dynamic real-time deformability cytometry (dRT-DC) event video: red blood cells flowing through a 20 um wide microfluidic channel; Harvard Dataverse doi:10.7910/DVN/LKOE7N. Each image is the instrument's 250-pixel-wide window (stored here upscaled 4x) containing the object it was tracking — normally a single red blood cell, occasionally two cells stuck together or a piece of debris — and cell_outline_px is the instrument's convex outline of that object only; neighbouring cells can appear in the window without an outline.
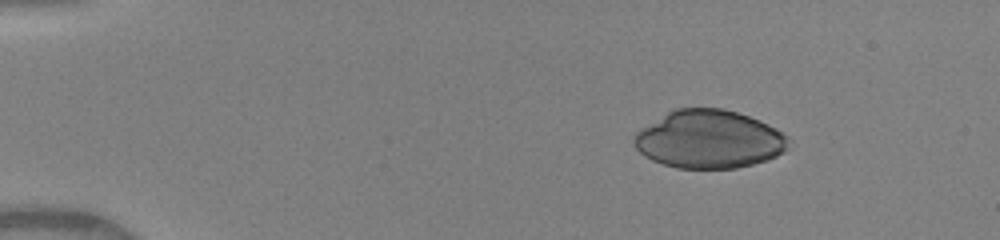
{"species": "human", "species_latin": "Homo sapiens", "temperature_condition": "warm", "stored_images_in_passage": 16, "camera_frame_rate_fps": 3000, "um_per_image_px": 0.085, "donor": {"sex": "female"}, "frame": {"image": 1, "passage_image": 1, "time_ms": 0.0, "image_size_px": [1000, 240], "cell_outline_px": [[788, 148], [784, 152], [768, 160], [736, 168], [676, 168], [652, 160], [644, 156], [636, 148], [632, 140], [636, 132], [668, 112], [676, 108], [724, 108], [748, 116], [768, 124], [776, 128], [788, 136]], "centroid_in_image_um": [60.28, 11.85], "position_along_channel_um": 24.7, "area_um2": 52.19}}